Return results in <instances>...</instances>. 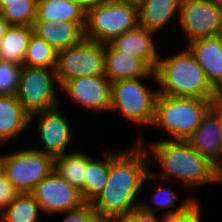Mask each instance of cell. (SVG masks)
I'll return each instance as SVG.
<instances>
[{
  "mask_svg": "<svg viewBox=\"0 0 222 222\" xmlns=\"http://www.w3.org/2000/svg\"><path fill=\"white\" fill-rule=\"evenodd\" d=\"M125 151L110 150V174L106 186L91 203L104 222H120L139 208L136 200L141 188L155 179L148 165L151 161L143 138H137ZM147 182V183H145ZM138 201V202H137Z\"/></svg>",
  "mask_w": 222,
  "mask_h": 222,
  "instance_id": "1",
  "label": "cell"
},
{
  "mask_svg": "<svg viewBox=\"0 0 222 222\" xmlns=\"http://www.w3.org/2000/svg\"><path fill=\"white\" fill-rule=\"evenodd\" d=\"M146 149L150 161H158L161 167L159 174L153 173L154 178L176 179L189 188L218 183L217 167L196 152L187 141L159 140L147 145Z\"/></svg>",
  "mask_w": 222,
  "mask_h": 222,
  "instance_id": "2",
  "label": "cell"
},
{
  "mask_svg": "<svg viewBox=\"0 0 222 222\" xmlns=\"http://www.w3.org/2000/svg\"><path fill=\"white\" fill-rule=\"evenodd\" d=\"M155 74L158 92L165 96L213 100L218 94L186 47L170 57L160 56Z\"/></svg>",
  "mask_w": 222,
  "mask_h": 222,
  "instance_id": "3",
  "label": "cell"
},
{
  "mask_svg": "<svg viewBox=\"0 0 222 222\" xmlns=\"http://www.w3.org/2000/svg\"><path fill=\"white\" fill-rule=\"evenodd\" d=\"M212 100L158 94L152 126L162 128L172 140L187 141L211 110Z\"/></svg>",
  "mask_w": 222,
  "mask_h": 222,
  "instance_id": "4",
  "label": "cell"
},
{
  "mask_svg": "<svg viewBox=\"0 0 222 222\" xmlns=\"http://www.w3.org/2000/svg\"><path fill=\"white\" fill-rule=\"evenodd\" d=\"M138 26L137 5L113 0H98L86 10L84 38L107 44Z\"/></svg>",
  "mask_w": 222,
  "mask_h": 222,
  "instance_id": "5",
  "label": "cell"
},
{
  "mask_svg": "<svg viewBox=\"0 0 222 222\" xmlns=\"http://www.w3.org/2000/svg\"><path fill=\"white\" fill-rule=\"evenodd\" d=\"M0 169L19 193H32L54 171V157L34 148L2 154Z\"/></svg>",
  "mask_w": 222,
  "mask_h": 222,
  "instance_id": "6",
  "label": "cell"
},
{
  "mask_svg": "<svg viewBox=\"0 0 222 222\" xmlns=\"http://www.w3.org/2000/svg\"><path fill=\"white\" fill-rule=\"evenodd\" d=\"M137 78L122 80L111 84L110 110H116L126 119L138 125H152L155 116V104L158 89L145 86Z\"/></svg>",
  "mask_w": 222,
  "mask_h": 222,
  "instance_id": "7",
  "label": "cell"
},
{
  "mask_svg": "<svg viewBox=\"0 0 222 222\" xmlns=\"http://www.w3.org/2000/svg\"><path fill=\"white\" fill-rule=\"evenodd\" d=\"M54 83L58 84L54 69L22 66L15 96L30 116L44 112L60 106Z\"/></svg>",
  "mask_w": 222,
  "mask_h": 222,
  "instance_id": "8",
  "label": "cell"
},
{
  "mask_svg": "<svg viewBox=\"0 0 222 222\" xmlns=\"http://www.w3.org/2000/svg\"><path fill=\"white\" fill-rule=\"evenodd\" d=\"M55 73L60 87L78 77L105 75L104 44L84 39L59 51Z\"/></svg>",
  "mask_w": 222,
  "mask_h": 222,
  "instance_id": "9",
  "label": "cell"
},
{
  "mask_svg": "<svg viewBox=\"0 0 222 222\" xmlns=\"http://www.w3.org/2000/svg\"><path fill=\"white\" fill-rule=\"evenodd\" d=\"M187 43L222 35V5L213 0H182L178 20Z\"/></svg>",
  "mask_w": 222,
  "mask_h": 222,
  "instance_id": "10",
  "label": "cell"
},
{
  "mask_svg": "<svg viewBox=\"0 0 222 222\" xmlns=\"http://www.w3.org/2000/svg\"><path fill=\"white\" fill-rule=\"evenodd\" d=\"M42 213L54 215L75 210L86 204L81 191L55 171L43 179L32 192Z\"/></svg>",
  "mask_w": 222,
  "mask_h": 222,
  "instance_id": "11",
  "label": "cell"
},
{
  "mask_svg": "<svg viewBox=\"0 0 222 222\" xmlns=\"http://www.w3.org/2000/svg\"><path fill=\"white\" fill-rule=\"evenodd\" d=\"M60 106L30 116V124L38 121V132L43 149H36L53 157L64 155L72 138V130L68 119L59 110Z\"/></svg>",
  "mask_w": 222,
  "mask_h": 222,
  "instance_id": "12",
  "label": "cell"
},
{
  "mask_svg": "<svg viewBox=\"0 0 222 222\" xmlns=\"http://www.w3.org/2000/svg\"><path fill=\"white\" fill-rule=\"evenodd\" d=\"M61 89L82 108L110 110L111 82L105 75L78 77L66 82Z\"/></svg>",
  "mask_w": 222,
  "mask_h": 222,
  "instance_id": "13",
  "label": "cell"
},
{
  "mask_svg": "<svg viewBox=\"0 0 222 222\" xmlns=\"http://www.w3.org/2000/svg\"><path fill=\"white\" fill-rule=\"evenodd\" d=\"M105 76L111 84L137 78L150 76L157 83L155 71H153L142 59L128 53L115 50L109 43L104 44Z\"/></svg>",
  "mask_w": 222,
  "mask_h": 222,
  "instance_id": "14",
  "label": "cell"
},
{
  "mask_svg": "<svg viewBox=\"0 0 222 222\" xmlns=\"http://www.w3.org/2000/svg\"><path fill=\"white\" fill-rule=\"evenodd\" d=\"M186 45L208 82L219 93L222 90V35L199 38Z\"/></svg>",
  "mask_w": 222,
  "mask_h": 222,
  "instance_id": "15",
  "label": "cell"
},
{
  "mask_svg": "<svg viewBox=\"0 0 222 222\" xmlns=\"http://www.w3.org/2000/svg\"><path fill=\"white\" fill-rule=\"evenodd\" d=\"M187 142L217 168L222 164V126L218 117L211 110L187 139Z\"/></svg>",
  "mask_w": 222,
  "mask_h": 222,
  "instance_id": "16",
  "label": "cell"
},
{
  "mask_svg": "<svg viewBox=\"0 0 222 222\" xmlns=\"http://www.w3.org/2000/svg\"><path fill=\"white\" fill-rule=\"evenodd\" d=\"M86 23L68 21H34L33 34L45 40L57 52L79 44L84 40Z\"/></svg>",
  "mask_w": 222,
  "mask_h": 222,
  "instance_id": "17",
  "label": "cell"
},
{
  "mask_svg": "<svg viewBox=\"0 0 222 222\" xmlns=\"http://www.w3.org/2000/svg\"><path fill=\"white\" fill-rule=\"evenodd\" d=\"M155 32L138 26L134 30L128 31L109 44L118 51L132 54L142 59L153 71H155L160 55L157 46L152 40Z\"/></svg>",
  "mask_w": 222,
  "mask_h": 222,
  "instance_id": "18",
  "label": "cell"
},
{
  "mask_svg": "<svg viewBox=\"0 0 222 222\" xmlns=\"http://www.w3.org/2000/svg\"><path fill=\"white\" fill-rule=\"evenodd\" d=\"M29 125L30 115L16 96H0V145L15 139Z\"/></svg>",
  "mask_w": 222,
  "mask_h": 222,
  "instance_id": "19",
  "label": "cell"
},
{
  "mask_svg": "<svg viewBox=\"0 0 222 222\" xmlns=\"http://www.w3.org/2000/svg\"><path fill=\"white\" fill-rule=\"evenodd\" d=\"M182 0H143L138 5L139 26L157 32L175 14L180 19Z\"/></svg>",
  "mask_w": 222,
  "mask_h": 222,
  "instance_id": "20",
  "label": "cell"
},
{
  "mask_svg": "<svg viewBox=\"0 0 222 222\" xmlns=\"http://www.w3.org/2000/svg\"><path fill=\"white\" fill-rule=\"evenodd\" d=\"M35 21L86 23V10L69 0H38Z\"/></svg>",
  "mask_w": 222,
  "mask_h": 222,
  "instance_id": "21",
  "label": "cell"
},
{
  "mask_svg": "<svg viewBox=\"0 0 222 222\" xmlns=\"http://www.w3.org/2000/svg\"><path fill=\"white\" fill-rule=\"evenodd\" d=\"M32 34V27L10 26L0 42V61L22 65Z\"/></svg>",
  "mask_w": 222,
  "mask_h": 222,
  "instance_id": "22",
  "label": "cell"
},
{
  "mask_svg": "<svg viewBox=\"0 0 222 222\" xmlns=\"http://www.w3.org/2000/svg\"><path fill=\"white\" fill-rule=\"evenodd\" d=\"M104 158L94 160L88 156L86 180L82 187L81 194L86 203L93 200L102 192L110 174V150L103 153Z\"/></svg>",
  "mask_w": 222,
  "mask_h": 222,
  "instance_id": "23",
  "label": "cell"
},
{
  "mask_svg": "<svg viewBox=\"0 0 222 222\" xmlns=\"http://www.w3.org/2000/svg\"><path fill=\"white\" fill-rule=\"evenodd\" d=\"M88 166V155L82 152H69L54 157V171L79 190L84 186L86 170Z\"/></svg>",
  "mask_w": 222,
  "mask_h": 222,
  "instance_id": "24",
  "label": "cell"
},
{
  "mask_svg": "<svg viewBox=\"0 0 222 222\" xmlns=\"http://www.w3.org/2000/svg\"><path fill=\"white\" fill-rule=\"evenodd\" d=\"M40 212L32 193H19L0 214V222H40Z\"/></svg>",
  "mask_w": 222,
  "mask_h": 222,
  "instance_id": "25",
  "label": "cell"
},
{
  "mask_svg": "<svg viewBox=\"0 0 222 222\" xmlns=\"http://www.w3.org/2000/svg\"><path fill=\"white\" fill-rule=\"evenodd\" d=\"M38 0L0 1L1 15L11 26L32 27L37 17Z\"/></svg>",
  "mask_w": 222,
  "mask_h": 222,
  "instance_id": "26",
  "label": "cell"
},
{
  "mask_svg": "<svg viewBox=\"0 0 222 222\" xmlns=\"http://www.w3.org/2000/svg\"><path fill=\"white\" fill-rule=\"evenodd\" d=\"M57 51L45 40L32 34L22 66L56 69Z\"/></svg>",
  "mask_w": 222,
  "mask_h": 222,
  "instance_id": "27",
  "label": "cell"
},
{
  "mask_svg": "<svg viewBox=\"0 0 222 222\" xmlns=\"http://www.w3.org/2000/svg\"><path fill=\"white\" fill-rule=\"evenodd\" d=\"M158 186V187H157ZM156 188H154V192L152 193V196L149 200L153 203V205L157 207H151L148 202H140L139 207L149 213H156L155 210L160 209H168L166 213L162 214L164 217L171 216L177 212L182 211L194 198L186 197L183 202H180L181 204L177 205V195L172 189L163 187L162 183L160 182L159 185H157ZM178 207H177V206ZM176 208V209H175Z\"/></svg>",
  "mask_w": 222,
  "mask_h": 222,
  "instance_id": "28",
  "label": "cell"
},
{
  "mask_svg": "<svg viewBox=\"0 0 222 222\" xmlns=\"http://www.w3.org/2000/svg\"><path fill=\"white\" fill-rule=\"evenodd\" d=\"M22 65L0 61V96L15 95Z\"/></svg>",
  "mask_w": 222,
  "mask_h": 222,
  "instance_id": "29",
  "label": "cell"
},
{
  "mask_svg": "<svg viewBox=\"0 0 222 222\" xmlns=\"http://www.w3.org/2000/svg\"><path fill=\"white\" fill-rule=\"evenodd\" d=\"M65 214L62 222H104L91 203H86L78 209L65 212Z\"/></svg>",
  "mask_w": 222,
  "mask_h": 222,
  "instance_id": "30",
  "label": "cell"
},
{
  "mask_svg": "<svg viewBox=\"0 0 222 222\" xmlns=\"http://www.w3.org/2000/svg\"><path fill=\"white\" fill-rule=\"evenodd\" d=\"M193 199L182 211L166 217L165 222H202L200 204Z\"/></svg>",
  "mask_w": 222,
  "mask_h": 222,
  "instance_id": "31",
  "label": "cell"
},
{
  "mask_svg": "<svg viewBox=\"0 0 222 222\" xmlns=\"http://www.w3.org/2000/svg\"><path fill=\"white\" fill-rule=\"evenodd\" d=\"M19 192L8 181L5 174L0 169V214L17 197Z\"/></svg>",
  "mask_w": 222,
  "mask_h": 222,
  "instance_id": "32",
  "label": "cell"
},
{
  "mask_svg": "<svg viewBox=\"0 0 222 222\" xmlns=\"http://www.w3.org/2000/svg\"><path fill=\"white\" fill-rule=\"evenodd\" d=\"M166 217L163 215L159 218L154 213L142 210L140 207L130 212L120 222H165Z\"/></svg>",
  "mask_w": 222,
  "mask_h": 222,
  "instance_id": "33",
  "label": "cell"
},
{
  "mask_svg": "<svg viewBox=\"0 0 222 222\" xmlns=\"http://www.w3.org/2000/svg\"><path fill=\"white\" fill-rule=\"evenodd\" d=\"M211 111L218 117L222 126V93H218L212 100Z\"/></svg>",
  "mask_w": 222,
  "mask_h": 222,
  "instance_id": "34",
  "label": "cell"
},
{
  "mask_svg": "<svg viewBox=\"0 0 222 222\" xmlns=\"http://www.w3.org/2000/svg\"><path fill=\"white\" fill-rule=\"evenodd\" d=\"M10 26L11 25L6 21V19L2 15H0V42L6 35V32L10 28Z\"/></svg>",
  "mask_w": 222,
  "mask_h": 222,
  "instance_id": "35",
  "label": "cell"
},
{
  "mask_svg": "<svg viewBox=\"0 0 222 222\" xmlns=\"http://www.w3.org/2000/svg\"><path fill=\"white\" fill-rule=\"evenodd\" d=\"M70 1L81 5L85 10H87L98 0H70Z\"/></svg>",
  "mask_w": 222,
  "mask_h": 222,
  "instance_id": "36",
  "label": "cell"
},
{
  "mask_svg": "<svg viewBox=\"0 0 222 222\" xmlns=\"http://www.w3.org/2000/svg\"><path fill=\"white\" fill-rule=\"evenodd\" d=\"M113 1L121 3H130L138 6L143 0H113Z\"/></svg>",
  "mask_w": 222,
  "mask_h": 222,
  "instance_id": "37",
  "label": "cell"
},
{
  "mask_svg": "<svg viewBox=\"0 0 222 222\" xmlns=\"http://www.w3.org/2000/svg\"><path fill=\"white\" fill-rule=\"evenodd\" d=\"M217 181L222 183V164L217 168Z\"/></svg>",
  "mask_w": 222,
  "mask_h": 222,
  "instance_id": "38",
  "label": "cell"
},
{
  "mask_svg": "<svg viewBox=\"0 0 222 222\" xmlns=\"http://www.w3.org/2000/svg\"><path fill=\"white\" fill-rule=\"evenodd\" d=\"M213 1H215L217 4L222 5V0H213Z\"/></svg>",
  "mask_w": 222,
  "mask_h": 222,
  "instance_id": "39",
  "label": "cell"
}]
</instances>
